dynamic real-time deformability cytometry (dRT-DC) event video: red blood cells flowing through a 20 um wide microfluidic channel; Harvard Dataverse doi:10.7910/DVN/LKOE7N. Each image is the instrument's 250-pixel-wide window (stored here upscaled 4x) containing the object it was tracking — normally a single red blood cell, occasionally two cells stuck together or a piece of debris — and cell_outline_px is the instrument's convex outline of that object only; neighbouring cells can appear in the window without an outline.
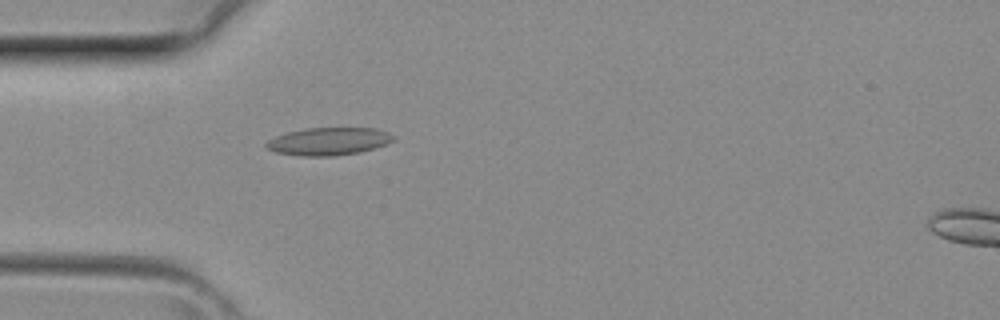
{"species": "common noctule bat (a hibernating species)", "species_latin": "Nyctalus noctula", "temperature_condition": "room temperature", "stored_images_in_passage": 2, "camera_frame_rate_fps": 3000, "um_per_image_px": 0.085, "animal": {"sex": "female", "body_mass_g": 29.2, "forearm_length_mm": 56.3}, "frame": {"image": 1, "passage_image": 1, "time_ms": 0.0, "image_size_px": [1000, 320], "cell_outline_px": [[396, 140], [388, 144], [360, 152], [332, 156], [304, 156], [276, 152], [264, 148], [264, 144], [268, 140], [276, 136], [288, 132], [304, 128], [376, 128], [388, 132], [396, 136]], "centroid_in_image_um": [27.96, 12.01], "position_along_channel_um": 57.0, "area_um2": 20.69}}